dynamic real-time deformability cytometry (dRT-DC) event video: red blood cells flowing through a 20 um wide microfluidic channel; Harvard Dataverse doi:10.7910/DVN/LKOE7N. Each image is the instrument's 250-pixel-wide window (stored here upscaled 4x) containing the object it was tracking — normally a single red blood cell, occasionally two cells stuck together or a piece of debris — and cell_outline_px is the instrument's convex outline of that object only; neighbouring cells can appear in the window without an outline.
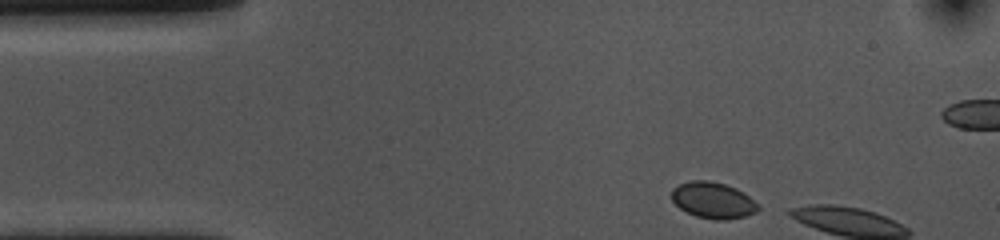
{"species": "common noctule bat (a hibernating species)", "species_latin": "Nyctalus noctula", "temperature_condition": "cold", "stored_images_in_passage": 5, "camera_frame_rate_fps": 3000, "um_per_image_px": 0.085, "animal": {"sex": "female", "body_mass_g": 10.0, "forearm_length_mm": 53.1}, "frame": {"image": 1, "passage_image": 2, "time_ms": 0.333, "image_size_px": [1000, 240], "cell_outline_px": [[760, 208], [756, 212], [744, 216], [728, 220], [716, 220], [696, 216], [680, 208], [672, 200], [672, 188], [680, 184], [692, 180], [708, 180], [724, 184], [736, 188], [744, 192]], "centroid_in_image_um": [60.6, 17.02], "position_along_channel_um": 24.4, "area_um2": 18.09}}